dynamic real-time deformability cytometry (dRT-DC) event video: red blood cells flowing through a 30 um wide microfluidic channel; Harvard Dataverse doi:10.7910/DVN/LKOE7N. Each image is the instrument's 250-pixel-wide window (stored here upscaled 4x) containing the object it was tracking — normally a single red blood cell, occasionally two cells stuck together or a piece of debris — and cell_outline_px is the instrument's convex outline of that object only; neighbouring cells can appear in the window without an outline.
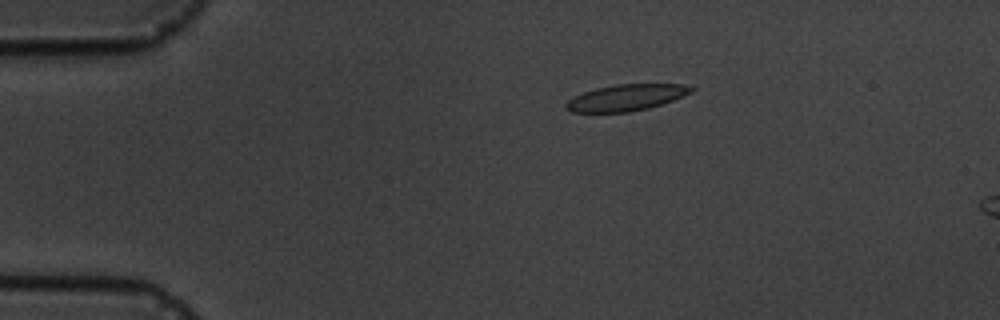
{"species": "common noctule bat (a hibernating species)", "species_latin": "Nyctalus noctula", "temperature_condition": "cold", "stored_images_in_passage": 5, "camera_frame_rate_fps": 3000, "um_per_image_px": 0.085, "animal": {"sex": "male", "body_mass_g": 19.5, "forearm_length_mm": 54.6}, "frame": {"image": 1, "passage_image": 3, "time_ms": 2.333, "image_size_px": [1000, 320], "cell_outline_px": [[696, 88], [692, 92], [672, 100], [648, 108], [628, 112], [572, 112], [564, 108], [564, 104], [572, 96], [596, 88], [616, 84], [684, 84]], "centroid_in_image_um": [53.19, 8.29], "position_along_channel_um": 31.8, "area_um2": 19.19}}